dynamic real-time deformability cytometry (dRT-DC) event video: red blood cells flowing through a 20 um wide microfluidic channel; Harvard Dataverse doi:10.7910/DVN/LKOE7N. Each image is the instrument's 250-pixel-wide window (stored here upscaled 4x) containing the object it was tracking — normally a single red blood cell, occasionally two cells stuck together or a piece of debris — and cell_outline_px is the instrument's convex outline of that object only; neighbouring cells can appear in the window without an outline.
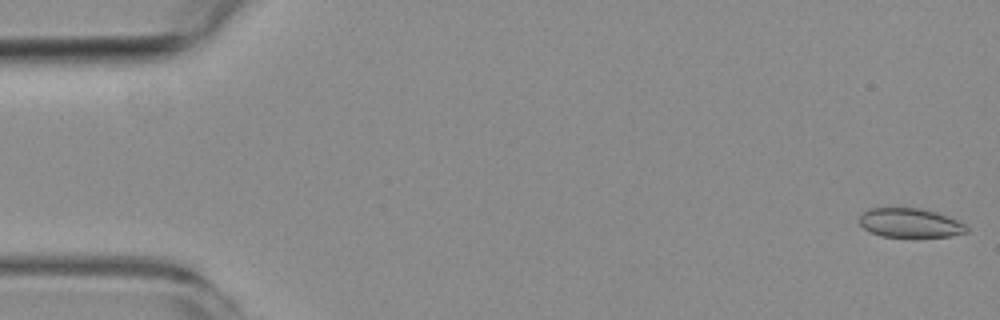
{"species": "common noctule bat (a hibernating species)", "species_latin": "Nyctalus noctula", "temperature_condition": "room temperature", "stored_images_in_passage": 5, "camera_frame_rate_fps": 3000, "um_per_image_px": 0.085, "animal": {"sex": "female", "body_mass_g": 19.3, "forearm_length_mm": 54.1}, "frame": {"image": 1, "passage_image": 1, "time_ms": 0.0, "image_size_px": [1000, 320], "cell_outline_px": [[968, 232], [948, 236], [880, 236], [864, 228], [860, 224], [860, 216], [868, 208], [920, 208], [936, 212], [948, 216], [964, 224], [968, 228]], "centroid_in_image_um": [77.35, 18.93], "position_along_channel_um": 7.6, "area_um2": 17.92}}
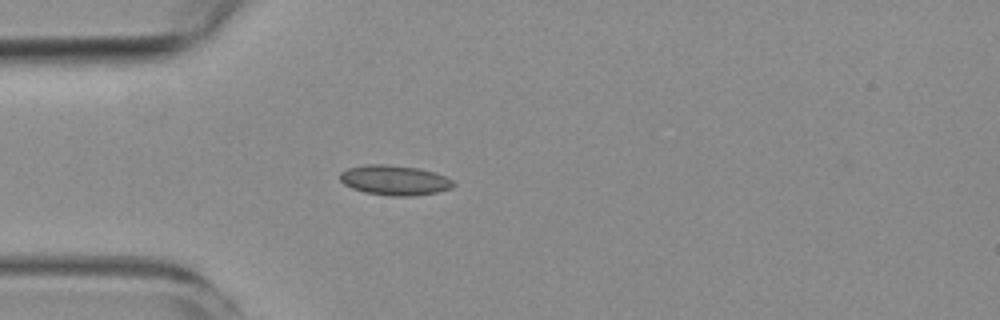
{"frame": {"image": 2, "passage_image": 5, "time_ms": 4.667, "image_size_px": [1000, 320], "cell_outline_px": [[456, 184], [452, 188], [436, 192], [412, 196], [392, 196], [364, 192], [352, 188], [344, 184], [340, 180], [340, 172], [348, 168], [368, 164], [384, 164], [420, 168], [444, 176], [452, 180]], "centroid_in_image_um": [33.53, 15.32], "position_along_channel_um": 51.5, "area_um2": 19.71}}